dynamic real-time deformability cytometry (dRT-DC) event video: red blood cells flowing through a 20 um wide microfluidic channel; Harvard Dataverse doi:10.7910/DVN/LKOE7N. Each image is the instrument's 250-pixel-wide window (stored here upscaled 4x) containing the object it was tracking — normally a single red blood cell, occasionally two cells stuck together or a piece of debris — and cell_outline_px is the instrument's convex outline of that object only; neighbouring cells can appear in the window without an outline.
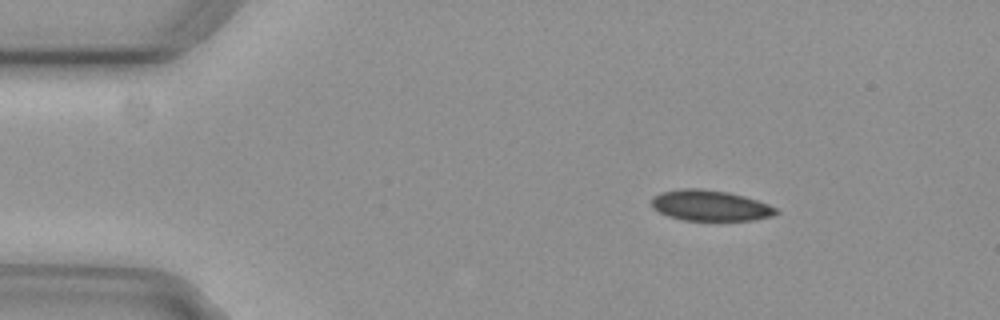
{"species": "common noctule bat (a hibernating species)", "species_latin": "Nyctalus noctula", "temperature_condition": "cold", "stored_images_in_passage": 9, "camera_frame_rate_fps": 3000, "um_per_image_px": 0.085, "animal": {"sex": "female", "body_mass_g": 29.2, "forearm_length_mm": 56.3}, "frame": {"image": 1, "passage_image": 1, "time_ms": 0.0, "image_size_px": [1000, 320], "cell_outline_px": [[780, 212], [772, 216], [752, 220], [684, 220], [668, 216], [652, 208], [652, 196], [664, 192], [684, 188], [700, 188], [728, 192], [744, 196], [768, 204], [776, 208]], "centroid_in_image_um": [60.37, 17.47], "position_along_channel_um": 24.6, "area_um2": 22.14}}